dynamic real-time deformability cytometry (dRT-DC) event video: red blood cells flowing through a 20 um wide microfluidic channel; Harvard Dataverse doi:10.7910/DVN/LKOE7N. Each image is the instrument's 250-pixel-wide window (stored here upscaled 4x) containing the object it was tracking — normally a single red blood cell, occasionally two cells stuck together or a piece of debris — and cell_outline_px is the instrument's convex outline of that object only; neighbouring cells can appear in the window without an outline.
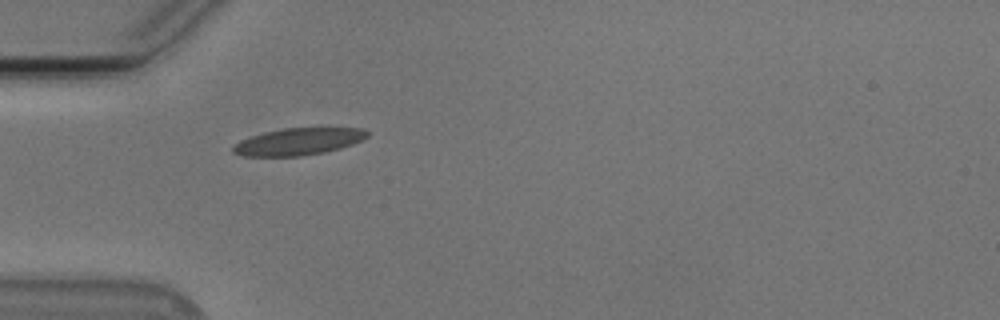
{"species": "Egyptian fruit bat (a non-hibernating species)", "species_latin": "Rousettus aegyptiacus", "temperature_condition": "cold", "stored_images_in_passage": 32, "camera_frame_rate_fps": 3000, "um_per_image_px": 0.085, "animal": {"sex": "male"}, "frame": {"image": 1, "passage_image": 1, "time_ms": 0.0, "image_size_px": [1000, 320], "cell_outline_px": [[368, 136], [352, 144], [340, 148], [324, 152], [300, 156], [244, 156], [232, 152], [232, 148], [240, 140], [264, 132], [284, 128], [364, 128], [368, 132]], "centroid_in_image_um": [25.35, 12.03], "position_along_channel_um": 59.6, "area_um2": 20.92}}
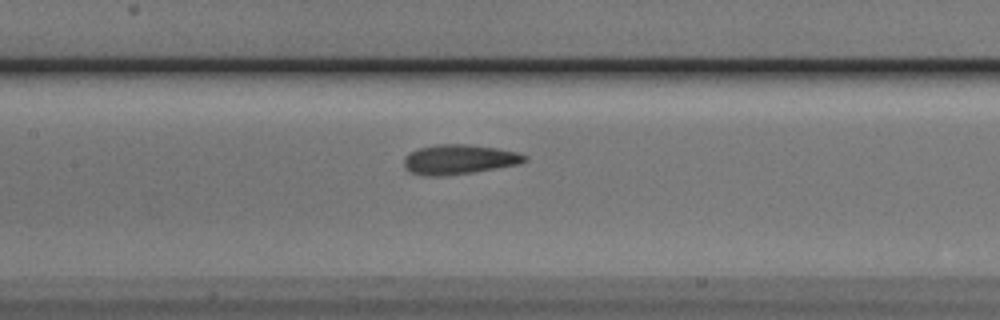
{"frame": {"image": 2, "passage_image": 10, "time_ms": 3.0, "image_size_px": [1000, 320], "cell_outline_px": [[528, 160], [516, 164], [472, 172], [440, 176], [424, 176], [412, 172], [404, 168], [404, 156], [408, 152], [420, 148], [436, 144], [468, 144], [496, 148], [516, 152], [528, 156]], "centroid_in_image_um": [38.97, 13.54], "position_along_channel_um": 168.4, "area_um2": 20.75}}
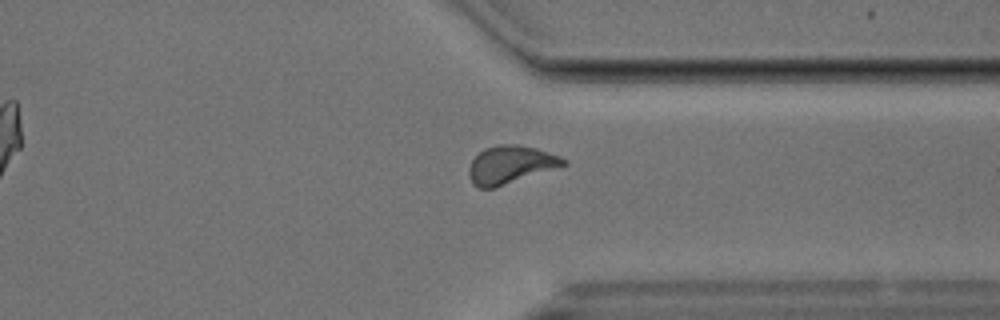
{"frame": {"image": 3, "passage_image": 26, "time_ms": 8.333, "image_size_px": [1000, 320], "cell_outline_px": [[568, 164], [492, 188], [480, 188], [472, 184], [468, 172], [468, 168], [472, 160], [484, 148], [500, 144], [516, 144], [536, 148], [560, 156], [568, 160]], "centroid_in_image_um": [43.38, 13.98], "position_along_channel_um": 368.0, "area_um2": 20.63}, "authors_computed_cell_mechanics": {"area_um2": 20.3167, "velocity_mm_per_s": 3.7552, "shape_relaxation_time_tau1_ms": 2.8603, "shape_relaxation_time_tau2_ms": 1.0892, "deformation_change_tau1": 0.1359, "deformation_change_tau2": 0.0795}}